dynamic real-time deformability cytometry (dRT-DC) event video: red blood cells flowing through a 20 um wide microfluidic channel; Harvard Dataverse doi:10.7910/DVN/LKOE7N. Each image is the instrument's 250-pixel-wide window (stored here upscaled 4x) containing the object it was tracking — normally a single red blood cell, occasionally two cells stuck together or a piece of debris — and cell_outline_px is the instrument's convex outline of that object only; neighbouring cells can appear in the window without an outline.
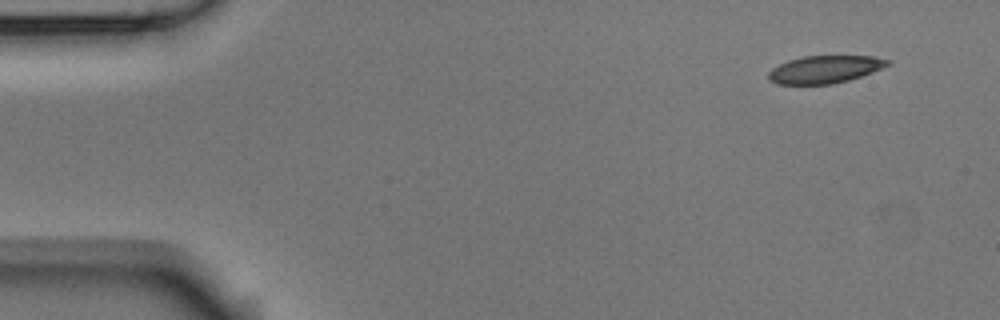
{"species": "Egyptian fruit bat (a non-hibernating species)", "species_latin": "Rousettus aegyptiacus", "temperature_condition": "room temperature", "stored_images_in_passage": 4, "camera_frame_rate_fps": 3000, "um_per_image_px": 0.085, "animal": {"sex": "male"}, "frame": {"image": 1, "passage_image": 1, "time_ms": 0.0, "image_size_px": [1000, 320], "cell_outline_px": [[892, 64], [872, 72], [848, 80], [832, 84], [776, 84], [768, 76], [768, 72], [772, 68], [788, 60], [804, 56], [872, 56], [888, 60]], "centroid_in_image_um": [70.11, 5.89], "position_along_channel_um": 14.9, "area_um2": 18.96}}
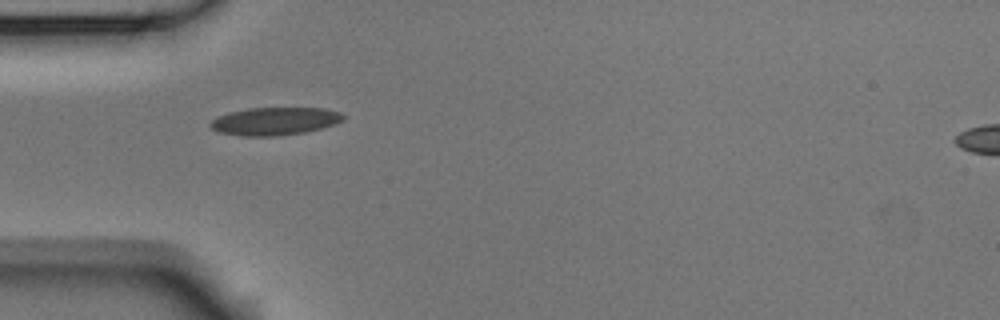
{"frame": {"image": 2, "passage_image": 3, "time_ms": 0.667, "image_size_px": [1000, 320], "cell_outline_px": [[344, 120], [320, 128], [304, 132], [276, 136], [244, 136], [220, 132], [212, 128], [208, 124], [216, 116], [248, 108], [324, 108], [340, 112], [344, 116]], "centroid_in_image_um": [23.34, 10.29], "position_along_channel_um": 61.7, "area_um2": 21.33}}
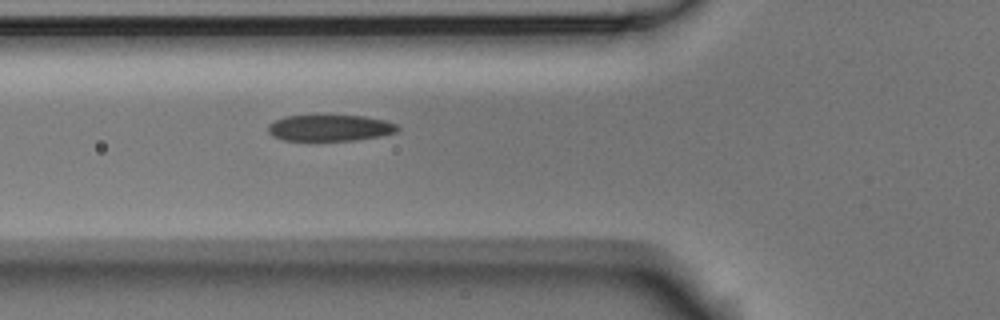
{"frame": {"image": 3, "passage_image": 4, "time_ms": 1.0, "image_size_px": [1000, 320], "cell_outline_px": [[400, 128], [396, 132], [380, 136], [356, 140], [284, 140], [272, 136], [268, 132], [268, 124], [284, 116], [364, 116], [384, 120], [396, 124]], "centroid_in_image_um": [28.04, 10.87], "position_along_channel_um": 97.8, "area_um2": 19.65}}